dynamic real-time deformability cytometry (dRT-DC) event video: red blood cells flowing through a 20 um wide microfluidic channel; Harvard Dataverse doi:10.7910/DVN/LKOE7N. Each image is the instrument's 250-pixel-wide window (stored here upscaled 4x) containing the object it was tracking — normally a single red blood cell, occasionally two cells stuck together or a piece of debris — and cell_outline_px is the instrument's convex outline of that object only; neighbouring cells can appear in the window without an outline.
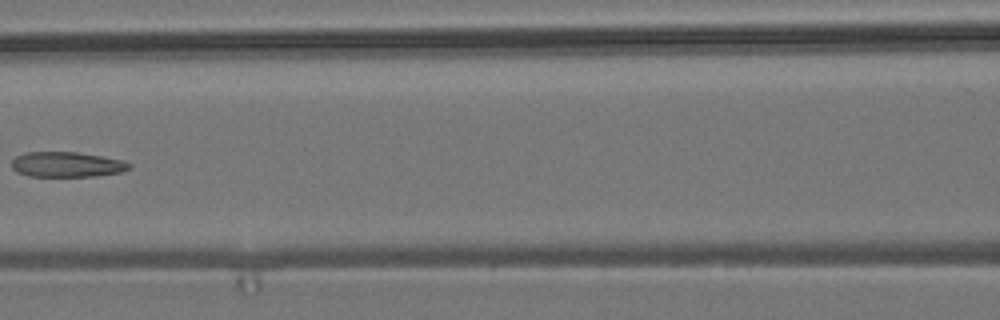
{"species": "common noctule bat (a hibernating species)", "species_latin": "Nyctalus noctula", "temperature_condition": "room temperature", "stored_images_in_passage": 8, "camera_frame_rate_fps": 3000, "um_per_image_px": 0.085, "animal": {"sex": "male", "body_mass_g": 19.2, "forearm_length_mm": 51.8}, "frame": {"image": 1, "passage_image": 6, "time_ms": 7.667, "image_size_px": [1000, 320], "cell_outline_px": [[132, 168], [120, 172], [96, 176], [28, 176], [16, 172], [12, 168], [12, 160], [16, 156], [24, 152], [76, 152], [124, 160], [132, 164]], "centroid_in_image_um": [5.68, 13.98], "position_along_channel_um": 160.9, "area_um2": 17.34}}
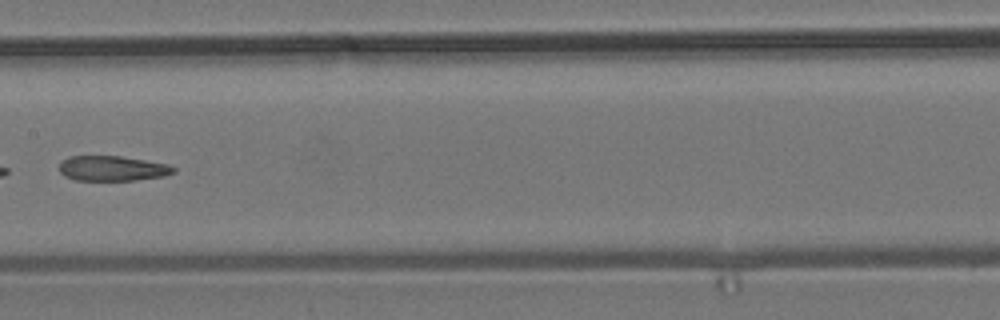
{"frame": {"image": 2, "passage_image": 7, "time_ms": 8.667, "image_size_px": [1000, 320], "cell_outline_px": [[176, 172], [164, 176], [136, 180], [76, 180], [64, 176], [60, 172], [60, 160], [68, 156], [120, 156], [168, 164], [176, 168]], "centroid_in_image_um": [9.54, 14.31], "position_along_channel_um": 197.9, "area_um2": 16.76}}
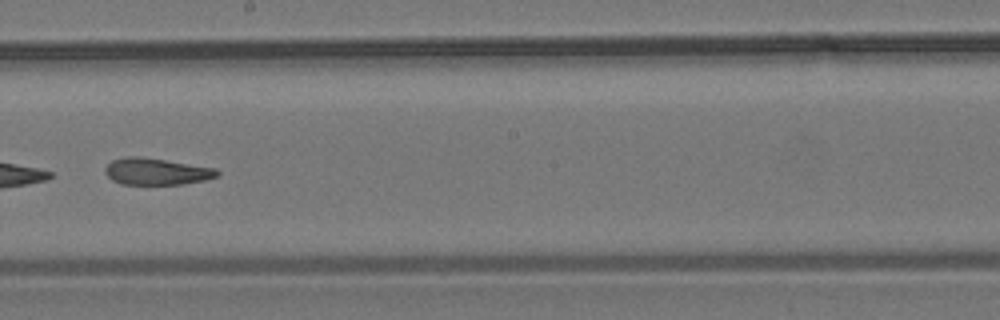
{"frame": {"image": 3, "passage_image": 8, "time_ms": 9.667, "image_size_px": [1000, 320], "cell_outline_px": [[220, 176], [204, 180], [184, 184], [120, 184], [112, 180], [104, 172], [104, 168], [112, 160], [128, 156], [140, 156], [216, 168], [220, 172]], "centroid_in_image_um": [13.3, 14.58], "position_along_channel_um": 234.9, "area_um2": 17.51}}